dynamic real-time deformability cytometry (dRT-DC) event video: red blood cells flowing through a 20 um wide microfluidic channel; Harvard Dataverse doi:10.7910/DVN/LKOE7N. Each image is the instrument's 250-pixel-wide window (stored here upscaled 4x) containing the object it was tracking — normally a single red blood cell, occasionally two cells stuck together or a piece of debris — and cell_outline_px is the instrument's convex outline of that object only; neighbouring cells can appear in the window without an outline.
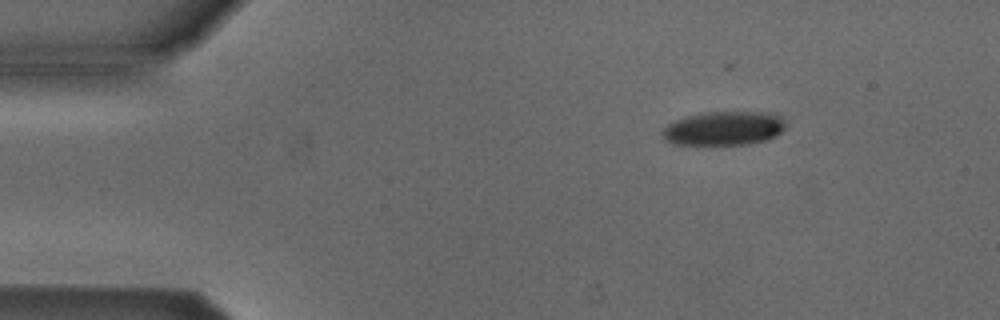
{"species": "Egyptian fruit bat (a non-hibernating species)", "species_latin": "Rousettus aegyptiacus", "temperature_condition": "cold", "stored_images_in_passage": 18, "camera_frame_rate_fps": 3000, "um_per_image_px": 0.085, "animal": {"sex": "male"}, "frame": {"image": 1, "passage_image": 6, "time_ms": 1.667, "image_size_px": [1000, 320], "cell_outline_px": [[788, 124], [776, 136], [768, 140], [748, 144], [676, 144], [668, 140], [660, 132], [668, 124], [684, 116], [700, 112], [776, 112], [784, 116], [788, 120]], "centroid_in_image_um": [61.63, 10.88], "position_along_channel_um": 23.4, "area_um2": 24.8}}
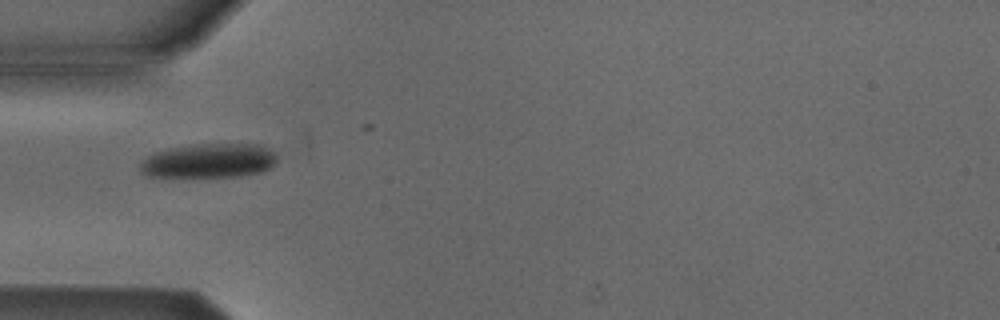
{"frame": {"image": 2, "passage_image": 15, "time_ms": 4.667, "image_size_px": [1000, 320], "cell_outline_px": [[276, 160], [264, 172], [240, 176], [148, 176], [140, 172], [140, 160], [156, 152], [168, 148], [192, 144], [264, 144], [272, 148], [276, 152]], "centroid_in_image_um": [17.8, 13.64], "position_along_channel_um": 67.2, "area_um2": 27.57}}